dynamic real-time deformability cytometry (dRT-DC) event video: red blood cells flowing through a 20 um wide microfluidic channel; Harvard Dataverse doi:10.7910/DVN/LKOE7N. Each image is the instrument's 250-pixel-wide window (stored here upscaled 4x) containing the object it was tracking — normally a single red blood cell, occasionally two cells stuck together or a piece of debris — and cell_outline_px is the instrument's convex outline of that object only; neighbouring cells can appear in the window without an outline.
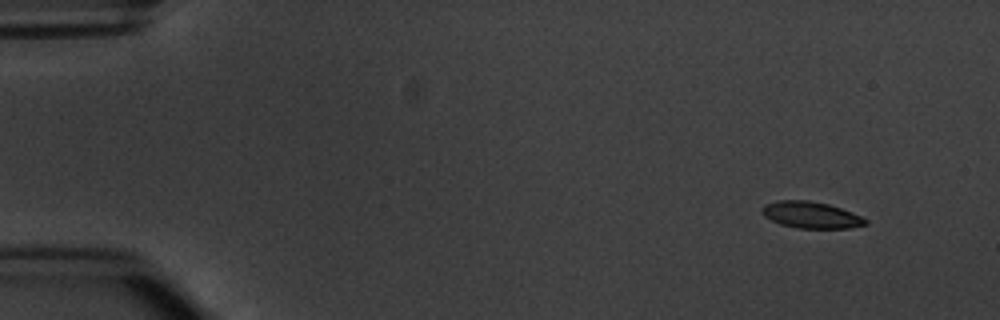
{"species": "common noctule bat (a hibernating species)", "species_latin": "Nyctalus noctula", "temperature_condition": "warm", "stored_images_in_passage": 6, "camera_frame_rate_fps": 3000, "um_per_image_px": 0.085, "animal": {"sex": "male", "body_mass_g": 20.1, "forearm_length_mm": 53.5}, "frame": {"image": 1, "passage_image": 1, "time_ms": 0.0, "image_size_px": [1000, 320], "cell_outline_px": [[868, 224], [848, 228], [796, 228], [780, 224], [764, 216], [760, 208], [764, 204], [780, 200], [808, 200], [828, 204], [852, 212], [868, 220]], "centroid_in_image_um": [68.92, 18.27], "position_along_channel_um": 16.1, "area_um2": 16.01}}
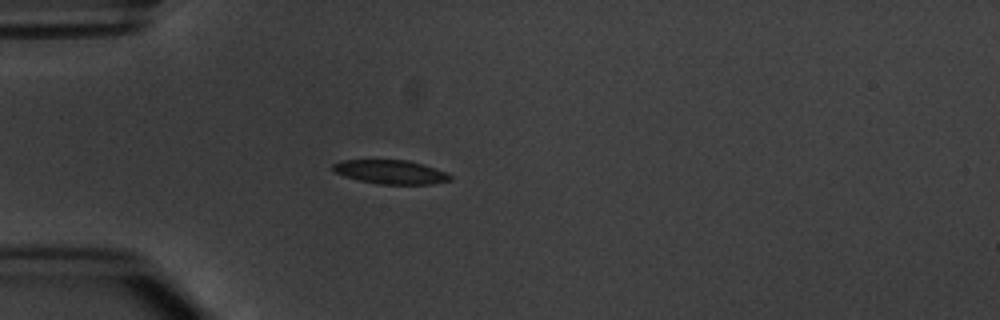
{"frame": {"image": 2, "passage_image": 4, "time_ms": 3.667, "image_size_px": [1000, 320], "cell_outline_px": [[452, 180], [432, 184], [380, 184], [360, 180], [344, 176], [336, 172], [332, 168], [332, 164], [340, 160], [408, 160], [424, 164], [448, 172], [452, 176]], "centroid_in_image_um": [33.25, 14.61], "position_along_channel_um": 51.7, "area_um2": 16.42}}